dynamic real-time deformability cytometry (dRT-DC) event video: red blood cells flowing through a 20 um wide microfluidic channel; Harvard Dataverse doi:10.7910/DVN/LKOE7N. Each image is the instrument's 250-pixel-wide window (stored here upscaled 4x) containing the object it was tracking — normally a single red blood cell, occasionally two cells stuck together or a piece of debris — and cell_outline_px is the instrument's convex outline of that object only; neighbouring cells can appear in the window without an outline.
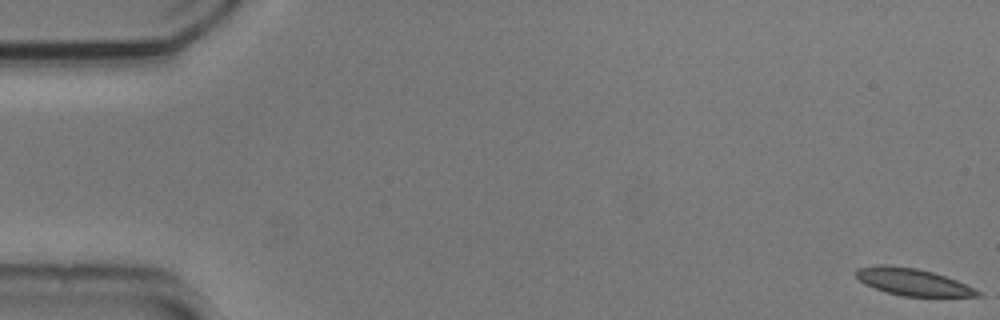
{"species": "common noctule bat (a hibernating species)", "species_latin": "Nyctalus noctula", "temperature_condition": "cold", "stored_images_in_passage": 12, "camera_frame_rate_fps": 3000, "um_per_image_px": 0.085, "animal": {"sex": "male", "body_mass_g": 20.5, "forearm_length_mm": 52.5}, "frame": {"image": 1, "passage_image": 1, "time_ms": 0.0, "image_size_px": [1000, 320], "cell_outline_px": [[984, 296], [900, 296], [884, 292], [864, 284], [852, 272], [856, 268], [916, 268], [932, 272], [956, 280], [984, 292]], "centroid_in_image_um": [77.67, 24.03], "position_along_channel_um": 7.3, "area_um2": 18.44}}